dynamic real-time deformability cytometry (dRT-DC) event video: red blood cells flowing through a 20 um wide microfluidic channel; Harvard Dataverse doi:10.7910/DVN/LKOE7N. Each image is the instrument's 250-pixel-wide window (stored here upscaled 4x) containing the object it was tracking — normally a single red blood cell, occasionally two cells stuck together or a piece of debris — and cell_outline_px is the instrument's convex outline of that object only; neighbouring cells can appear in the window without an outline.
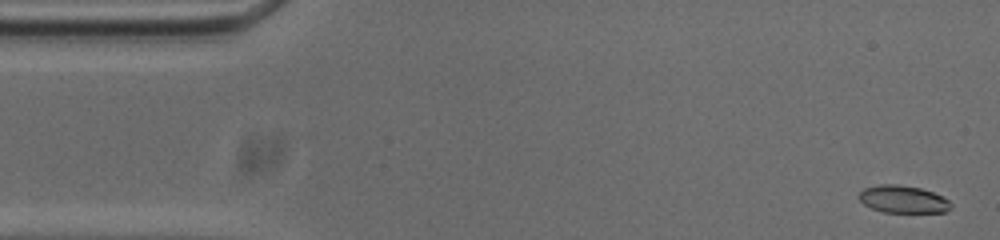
{"species": "common noctule bat (a hibernating species)", "species_latin": "Nyctalus noctula", "temperature_condition": "cold", "stored_images_in_passage": 54, "camera_frame_rate_fps": 3000, "um_per_image_px": 0.085, "animal": {"sex": "male", "body_mass_g": 20.0, "forearm_length_mm": 53.3}, "frame": {"image": 1, "passage_image": 2, "time_ms": 0.333, "image_size_px": [1000, 240], "cell_outline_px": [[952, 208], [944, 212], [884, 212], [872, 208], [864, 204], [856, 196], [864, 188], [880, 184], [896, 184], [920, 188], [932, 192], [948, 200], [952, 204]], "centroid_in_image_um": [76.74, 16.93], "position_along_channel_um": 8.3, "area_um2": 14.62}}
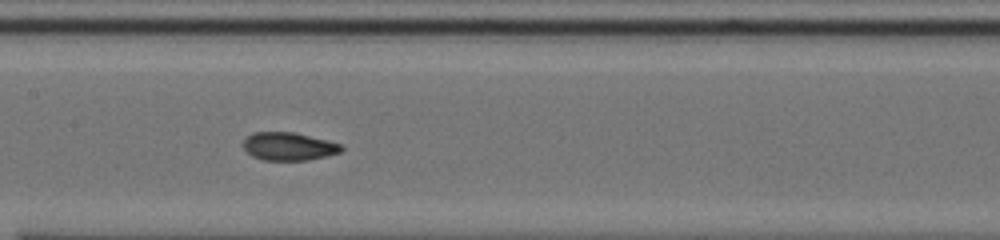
{"frame": {"image": 2, "passage_image": 25, "time_ms": 8.0, "image_size_px": [1000, 240], "cell_outline_px": [[344, 148], [340, 152], [328, 156], [308, 160], [264, 160], [252, 156], [244, 148], [244, 140], [252, 132], [292, 132], [328, 140], [340, 144]], "centroid_in_image_um": [24.56, 12.44], "position_along_channel_um": 182.8, "area_um2": 15.95}}
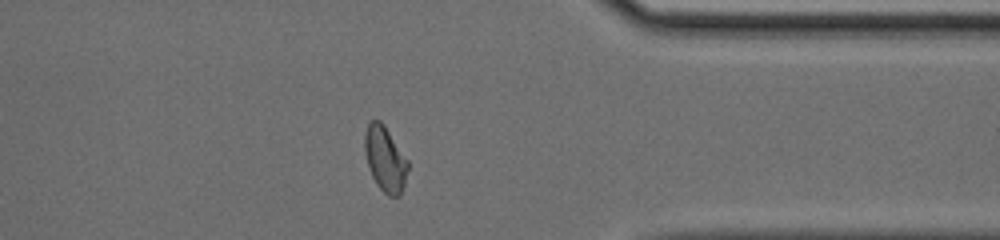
{"frame": {"image": 3, "passage_image": 42, "time_ms": 13.667, "image_size_px": [1000, 240], "cell_outline_px": [[408, 168], [404, 184], [400, 196], [388, 196], [376, 184], [372, 176], [364, 152], [364, 136], [368, 124], [372, 120], [380, 120], [384, 124], [408, 160]], "centroid_in_image_um": [32.73, 13.51], "position_along_channel_um": 378.7, "area_um2": 16.36}, "authors_computed_cell_mechanics": {"area_um2": 16.2129, "velocity_mm_per_s": 3.7349, "shape_relaxation_time_tau1_ms": 5.5298, "shape_relaxation_time_tau2_ms": 1.6601, "deformation_change_tau1": 0.17, "deformation_change_tau2": 0.0493}}